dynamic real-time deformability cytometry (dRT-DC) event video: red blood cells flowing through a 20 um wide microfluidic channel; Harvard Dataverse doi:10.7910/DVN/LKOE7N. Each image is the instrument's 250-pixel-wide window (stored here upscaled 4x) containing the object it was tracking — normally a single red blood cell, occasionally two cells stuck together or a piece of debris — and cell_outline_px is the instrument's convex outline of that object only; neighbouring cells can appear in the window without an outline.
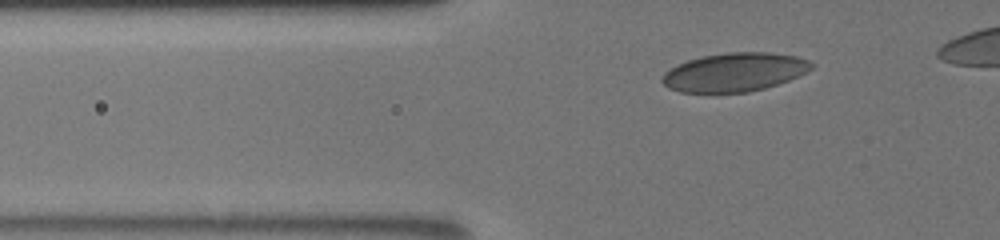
{"species": "human", "species_latin": "Homo sapiens", "temperature_condition": "room temperature", "stored_images_in_passage": 37, "camera_frame_rate_fps": 3000, "um_per_image_px": 0.085, "donor": {"sex": "male"}, "frame": {"image": 1, "passage_image": 7, "time_ms": 2.333, "image_size_px": [1000, 240], "cell_outline_px": [[812, 68], [788, 80], [764, 88], [748, 92], [680, 92], [668, 88], [660, 80], [660, 76], [664, 72], [688, 60], [704, 56], [728, 52], [772, 52], [796, 56], [808, 60], [812, 64]], "centroid_in_image_um": [62.4, 6.13], "position_along_channel_um": 63.4, "area_um2": 33.29}}
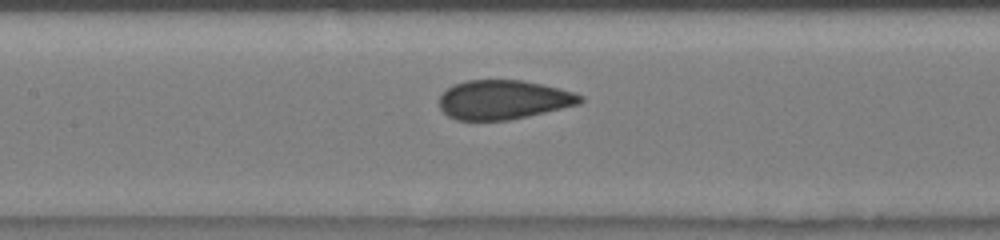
{"frame": {"image": 2, "passage_image": 16, "time_ms": 5.333, "image_size_px": [1000, 240], "cell_outline_px": [[584, 100], [580, 104], [528, 116], [508, 120], [456, 120], [448, 116], [440, 108], [440, 96], [452, 84], [464, 80], [520, 80], [560, 88], [584, 96]], "centroid_in_image_um": [42.79, 8.47], "position_along_channel_um": 164.6, "area_um2": 32.19}}
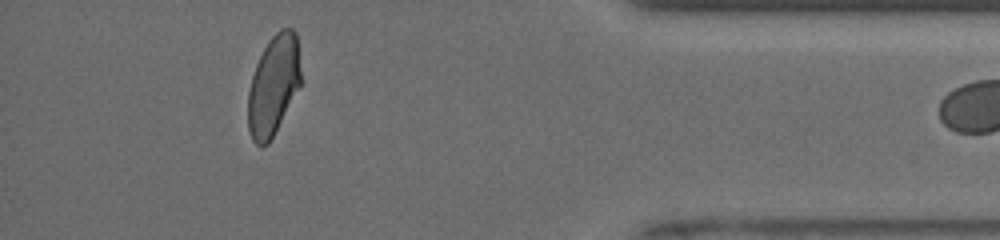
{"frame": {"image": 3, "passage_image": 36, "time_ms": 12.333, "image_size_px": [1000, 240], "cell_outline_px": [[300, 84], [268, 144], [260, 148], [252, 140], [248, 132], [248, 92], [252, 76], [256, 64], [268, 40], [280, 28], [292, 28], [296, 32], [300, 72]], "centroid_in_image_um": [23.21, 7.25], "position_along_channel_um": 412.0, "area_um2": 30.35}}